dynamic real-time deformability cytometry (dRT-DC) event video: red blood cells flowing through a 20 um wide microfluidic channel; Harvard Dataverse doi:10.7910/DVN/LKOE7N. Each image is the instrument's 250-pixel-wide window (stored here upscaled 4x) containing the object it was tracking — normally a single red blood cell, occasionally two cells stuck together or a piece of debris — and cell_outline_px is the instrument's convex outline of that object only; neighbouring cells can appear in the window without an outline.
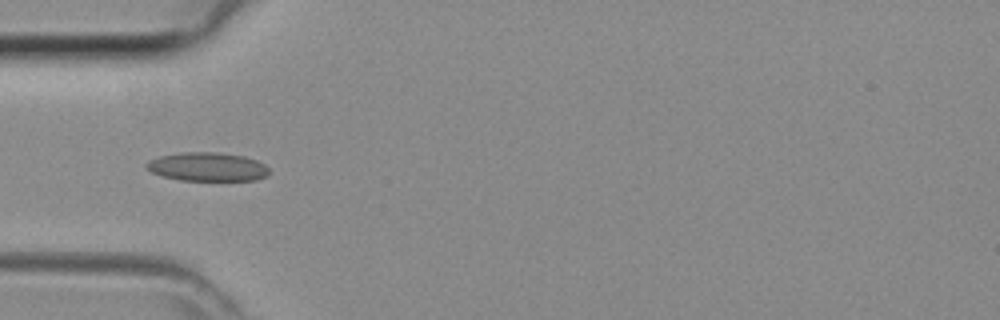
{"species": "common noctule bat (a hibernating species)", "species_latin": "Nyctalus noctula", "temperature_condition": "room temperature", "stored_images_in_passage": 35, "camera_frame_rate_fps": 3000, "um_per_image_px": 0.085, "animal": {"sex": "female", "body_mass_g": 29.2, "forearm_length_mm": 56.3}, "frame": {"image": 1, "passage_image": 9, "time_ms": 2.667, "image_size_px": [1000, 320], "cell_outline_px": [[268, 172], [264, 176], [256, 180], [180, 180], [164, 176], [152, 172], [144, 164], [148, 160], [160, 156], [184, 152], [216, 152], [244, 156], [256, 160], [264, 164], [268, 168]], "centroid_in_image_um": [17.61, 14.17], "position_along_channel_um": 67.4, "area_um2": 20.29}}
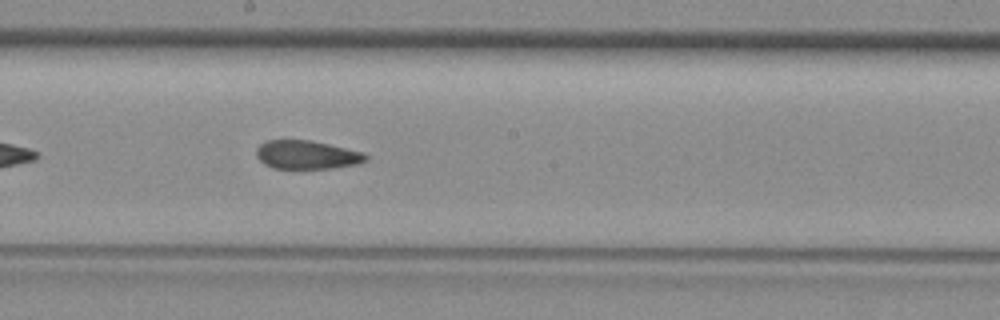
{"frame": {"image": 2, "passage_image": 19, "time_ms": 6.0, "image_size_px": [1000, 320], "cell_outline_px": [[368, 160], [360, 164], [332, 168], [272, 168], [264, 164], [256, 156], [256, 148], [260, 144], [268, 140], [308, 140], [328, 144], [364, 152], [368, 156]], "centroid_in_image_um": [26.1, 13.16], "position_along_channel_um": 222.1, "area_um2": 18.26}}
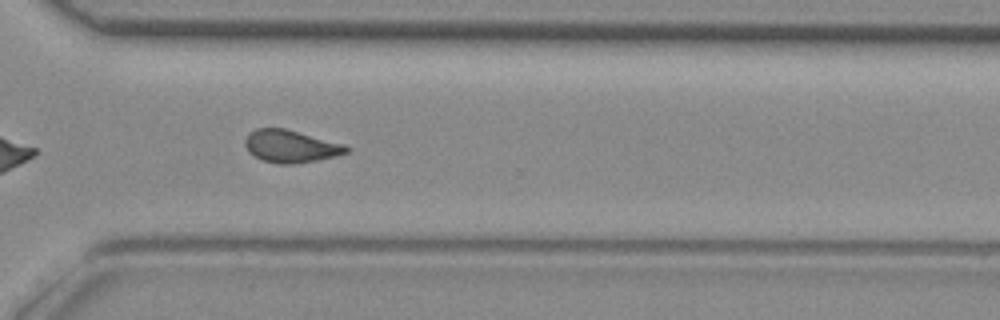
{"frame": {"image": 3, "passage_image": 27, "time_ms": 8.667, "image_size_px": [1000, 320], "cell_outline_px": [[352, 148], [348, 152], [336, 156], [296, 164], [280, 164], [264, 160], [248, 152], [244, 144], [244, 140], [256, 128], [284, 128], [344, 144]], "centroid_in_image_um": [24.73, 12.44], "position_along_channel_um": 345.9, "area_um2": 19.02}}